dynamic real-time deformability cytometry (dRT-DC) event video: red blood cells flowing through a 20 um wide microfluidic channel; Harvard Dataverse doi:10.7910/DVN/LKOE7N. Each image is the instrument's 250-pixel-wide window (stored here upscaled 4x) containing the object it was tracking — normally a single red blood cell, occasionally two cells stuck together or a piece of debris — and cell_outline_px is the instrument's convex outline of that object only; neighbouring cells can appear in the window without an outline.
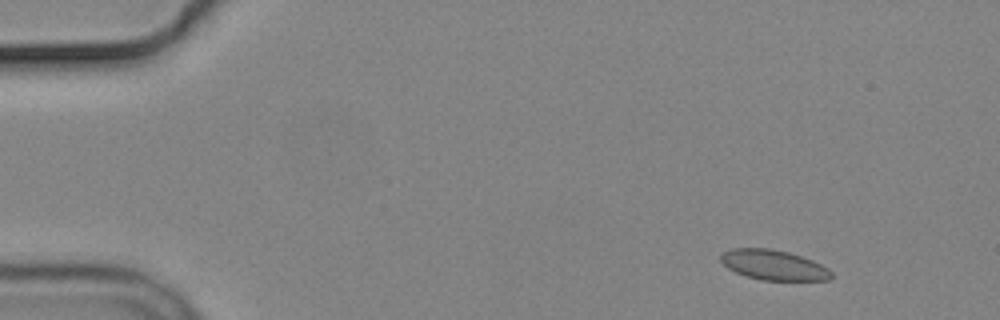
{"species": "common noctule bat (a hibernating species)", "species_latin": "Nyctalus noctula", "temperature_condition": "cold", "stored_images_in_passage": 6, "camera_frame_rate_fps": 3000, "um_per_image_px": 0.085, "animal": {"sex": "male", "body_mass_g": 19.2, "forearm_length_mm": 51.8}, "frame": {"image": 1, "passage_image": 2, "time_ms": 1.0, "image_size_px": [1000, 320], "cell_outline_px": [[832, 276], [828, 280], [764, 280], [748, 276], [736, 272], [728, 268], [720, 260], [720, 256], [724, 252], [732, 248], [768, 248], [788, 252], [812, 260], [828, 268], [832, 272]], "centroid_in_image_um": [65.76, 22.52], "position_along_channel_um": 19.2, "area_um2": 19.13}}
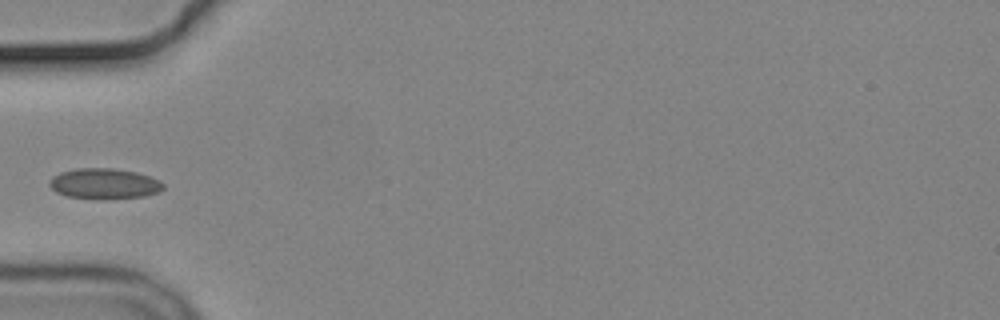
{"frame": {"image": 2, "passage_image": 5, "time_ms": 5.333, "image_size_px": [1000, 320], "cell_outline_px": [[164, 188], [156, 192], [144, 196], [96, 200], [68, 196], [56, 192], [48, 184], [52, 176], [60, 172], [76, 168], [112, 168], [136, 172], [160, 180], [164, 184]], "centroid_in_image_um": [8.83, 15.61], "position_along_channel_um": 76.2, "area_um2": 20.35}}
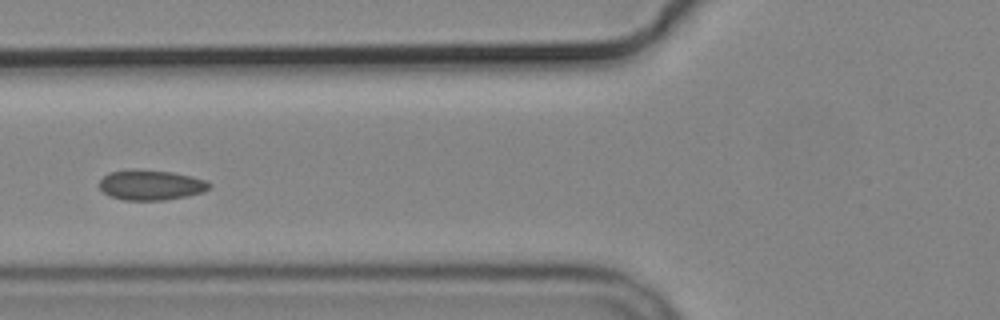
{"frame": {"image": 3, "passage_image": 6, "time_ms": 6.333, "image_size_px": [1000, 320], "cell_outline_px": [[212, 188], [188, 196], [164, 200], [124, 200], [108, 196], [100, 188], [100, 180], [108, 172], [172, 172], [192, 176], [208, 180], [212, 184]], "centroid_in_image_um": [12.89, 15.77], "position_along_channel_um": 112.9, "area_um2": 18.73}}